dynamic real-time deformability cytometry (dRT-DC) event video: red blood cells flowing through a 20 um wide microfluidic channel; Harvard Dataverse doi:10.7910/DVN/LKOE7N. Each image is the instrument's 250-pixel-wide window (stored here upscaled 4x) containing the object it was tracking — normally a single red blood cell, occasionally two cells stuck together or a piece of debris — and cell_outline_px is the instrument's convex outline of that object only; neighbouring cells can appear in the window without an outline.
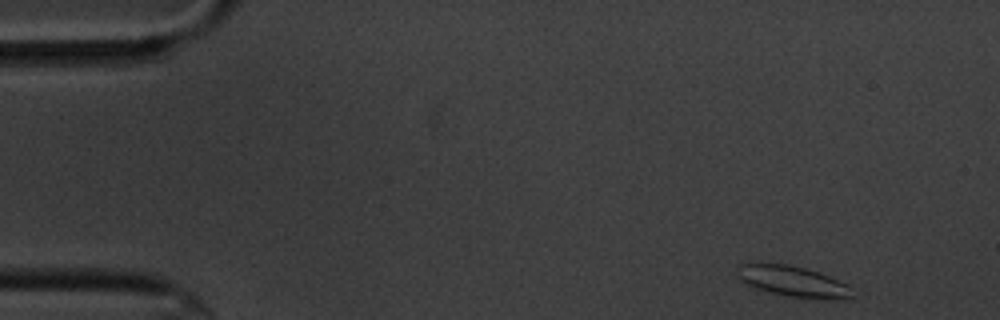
{"species": "common noctule bat (a hibernating species)", "species_latin": "Nyctalus noctula", "temperature_condition": "cold", "stored_images_in_passage": 53, "camera_frame_rate_fps": 3000, "um_per_image_px": 0.085, "animal": {"sex": "male", "body_mass_g": 20.1, "forearm_length_mm": 53.5}, "frame": {"image": 1, "passage_image": 1, "time_ms": 0.0, "image_size_px": [1000, 320], "cell_outline_px": [[852, 296], [844, 300], [824, 300], [788, 296], [764, 292], [752, 288], [744, 284], [740, 280], [736, 268], [740, 264], [752, 260], [756, 260], [788, 264], [804, 268], [828, 276], [844, 284]], "centroid_in_image_um": [67.22, 23.89], "position_along_channel_um": 17.8, "area_um2": 21.27}}
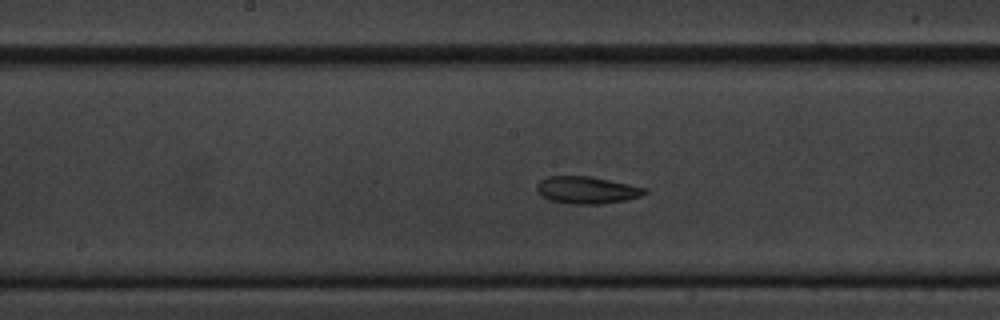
{"frame": {"image": 2, "passage_image": 25, "time_ms": 8.0, "image_size_px": [1000, 320], "cell_outline_px": [[648, 192], [640, 196], [628, 200], [600, 204], [568, 204], [548, 200], [540, 196], [536, 188], [536, 184], [540, 180], [548, 176], [592, 176], [648, 188]], "centroid_in_image_um": [49.87, 16.16], "position_along_channel_um": 198.3, "area_um2": 17.46}}
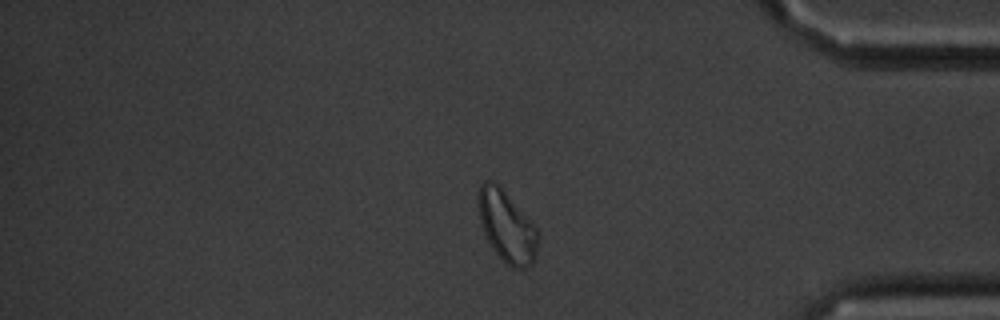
{"frame": {"image": 3, "passage_image": 44, "time_ms": 14.333, "image_size_px": [1000, 320], "cell_outline_px": [[540, 236], [536, 256], [532, 264], [524, 268], [512, 268], [504, 264], [492, 248], [484, 232], [480, 220], [476, 204], [476, 196], [480, 184], [484, 180], [488, 180], [496, 184], [532, 220]], "centroid_in_image_um": [43.07, 19.27], "position_along_channel_um": 392.1, "area_um2": 25.14}, "authors_computed_cell_mechanics": {"area_um2": 18.8428, "velocity_mm_per_s": 3.4414, "shape_relaxation_time_tau1_ms": null, "shape_relaxation_time_tau2_ms": 10.1151, "deformation_change_tau1": null, "deformation_change_tau2": 0.1491}}